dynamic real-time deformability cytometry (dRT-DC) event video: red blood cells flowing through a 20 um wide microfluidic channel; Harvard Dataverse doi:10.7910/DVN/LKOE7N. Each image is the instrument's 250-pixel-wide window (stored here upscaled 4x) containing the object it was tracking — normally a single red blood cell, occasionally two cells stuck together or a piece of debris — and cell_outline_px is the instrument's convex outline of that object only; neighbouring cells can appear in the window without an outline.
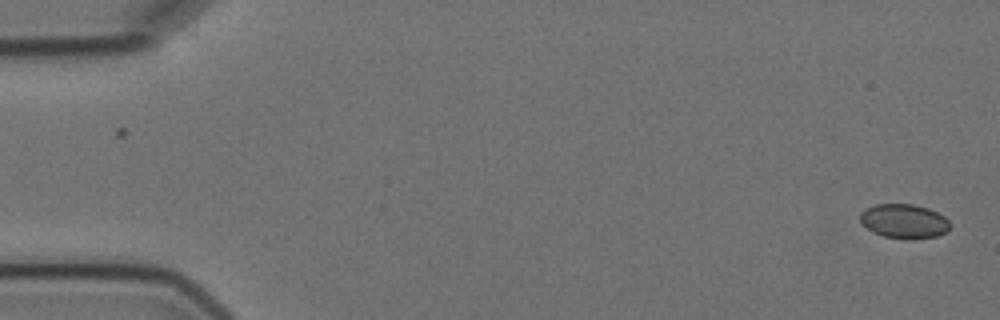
{"species": "Egyptian fruit bat (a non-hibernating species)", "species_latin": "Rousettus aegyptiacus", "temperature_condition": "cold", "stored_images_in_passage": 2, "camera_frame_rate_fps": 3000, "um_per_image_px": 0.085, "animal": {"sex": "female"}, "frame": {"image": 1, "passage_image": 2, "time_ms": 1.0, "image_size_px": [1000, 320], "cell_outline_px": [[948, 228], [944, 232], [936, 236], [884, 236], [860, 224], [860, 212], [864, 208], [876, 204], [912, 204], [928, 208], [944, 216], [948, 220]], "centroid_in_image_um": [76.78, 18.73], "position_along_channel_um": 8.2, "area_um2": 17.11}}